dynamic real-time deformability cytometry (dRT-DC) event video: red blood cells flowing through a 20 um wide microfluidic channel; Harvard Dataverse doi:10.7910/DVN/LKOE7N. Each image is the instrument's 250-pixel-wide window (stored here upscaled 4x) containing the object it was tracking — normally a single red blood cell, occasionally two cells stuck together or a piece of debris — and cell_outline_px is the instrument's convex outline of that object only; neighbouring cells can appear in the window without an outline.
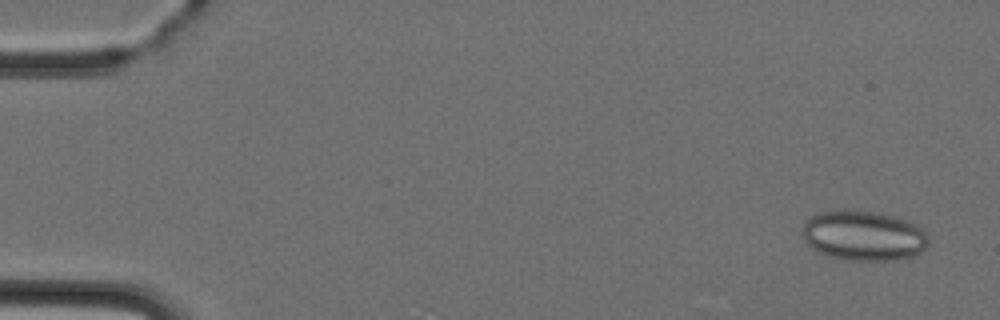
{"species": "Egyptian fruit bat (a non-hibernating species)", "species_latin": "Rousettus aegyptiacus", "temperature_condition": "cold", "stored_images_in_passage": 5, "camera_frame_rate_fps": 3000, "um_per_image_px": 0.085, "animal": {"sex": "female"}, "frame": {"image": 1, "passage_image": 1, "time_ms": 0.0, "image_size_px": [1000, 320], "cell_outline_px": [[928, 244], [920, 252], [912, 256], [896, 260], [848, 260], [828, 256], [812, 248], [804, 240], [800, 228], [804, 220], [820, 212], [880, 212], [896, 216], [916, 224], [924, 228], [928, 236]], "centroid_in_image_um": [73.41, 20.04], "position_along_channel_um": 11.6, "area_um2": 36.65}}